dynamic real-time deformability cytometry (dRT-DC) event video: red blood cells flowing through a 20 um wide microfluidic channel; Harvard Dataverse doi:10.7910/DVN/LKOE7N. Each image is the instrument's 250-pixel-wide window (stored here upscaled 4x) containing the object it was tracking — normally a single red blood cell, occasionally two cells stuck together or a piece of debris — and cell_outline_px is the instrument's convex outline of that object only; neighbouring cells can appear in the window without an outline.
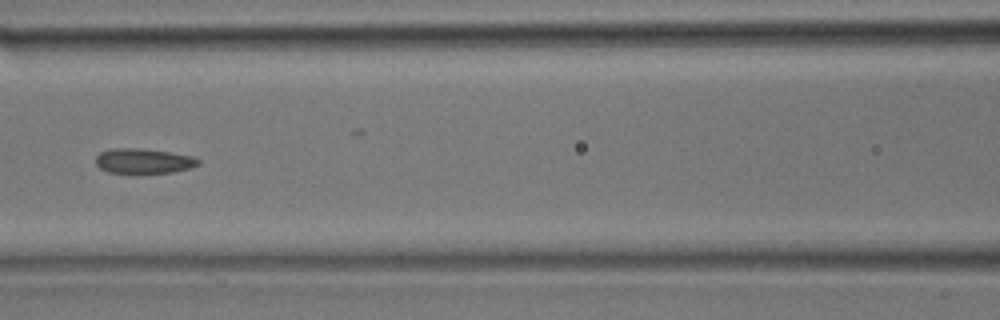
{"species": "common noctule bat (a hibernating species)", "species_latin": "Nyctalus noctula", "temperature_condition": "room temperature", "stored_images_in_passage": 39, "camera_frame_rate_fps": 3000, "um_per_image_px": 0.085, "animal": {"sex": "male", "body_mass_g": 17.9}, "frame": {"image": 1, "passage_image": 17, "time_ms": 5.333, "image_size_px": [1000, 320], "cell_outline_px": [[200, 164], [192, 168], [172, 172], [108, 172], [100, 168], [96, 164], [96, 156], [100, 152], [112, 148], [140, 148], [196, 156], [200, 160]], "centroid_in_image_um": [12.24, 13.67], "position_along_channel_um": 154.4, "area_um2": 14.85}}